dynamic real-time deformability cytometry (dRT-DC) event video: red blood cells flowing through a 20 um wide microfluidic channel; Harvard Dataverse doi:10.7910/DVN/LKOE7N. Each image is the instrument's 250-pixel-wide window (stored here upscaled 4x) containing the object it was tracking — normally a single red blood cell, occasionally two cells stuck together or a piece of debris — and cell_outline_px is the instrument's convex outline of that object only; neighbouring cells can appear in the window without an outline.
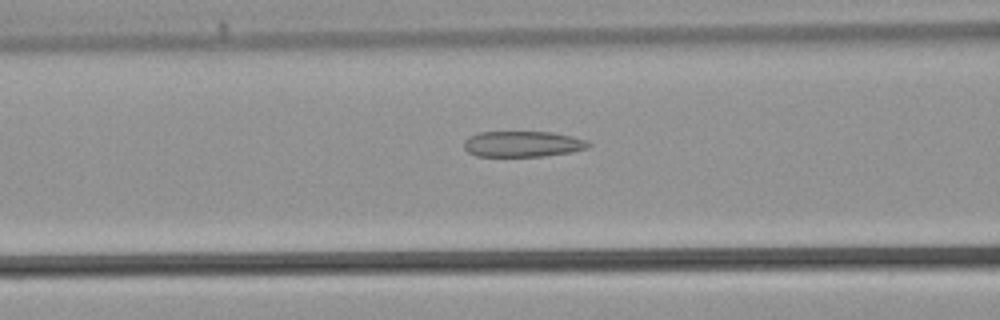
{"species": "common noctule bat (a hibernating species)", "species_latin": "Nyctalus noctula", "temperature_condition": "warm", "stored_images_in_passage": 39, "camera_frame_rate_fps": 3000, "um_per_image_px": 0.085, "animal": {"sex": "male", "body_mass_g": 21.5, "forearm_length_mm": 52.0}, "frame": {"image": 1, "passage_image": 15, "time_ms": 4.667, "image_size_px": [1000, 320], "cell_outline_px": [[592, 144], [588, 148], [572, 152], [544, 156], [476, 156], [468, 152], [464, 148], [464, 140], [468, 136], [480, 132], [552, 132], [572, 136], [588, 140]], "centroid_in_image_um": [44.45, 12.24], "position_along_channel_um": 122.2, "area_um2": 18.9}}
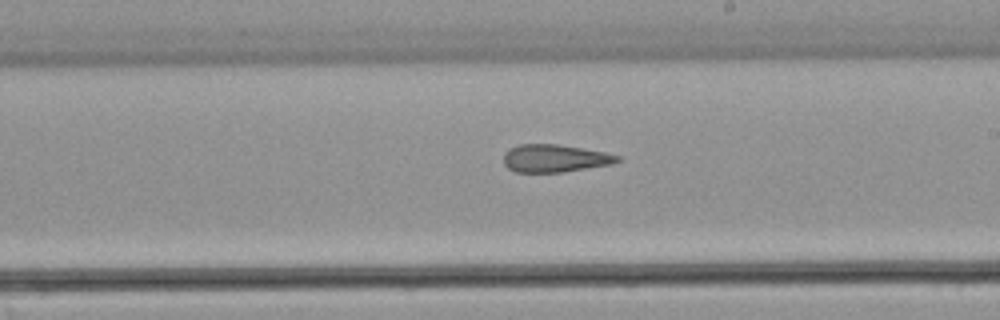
{"frame": {"image": 2, "passage_image": 22, "time_ms": 7.0, "image_size_px": [1000, 320], "cell_outline_px": [[620, 160], [612, 164], [560, 172], [516, 172], [508, 168], [504, 164], [504, 152], [508, 148], [520, 144], [556, 144], [604, 152], [620, 156]], "centroid_in_image_um": [47.11, 13.45], "position_along_channel_um": 241.9, "area_um2": 18.21}}
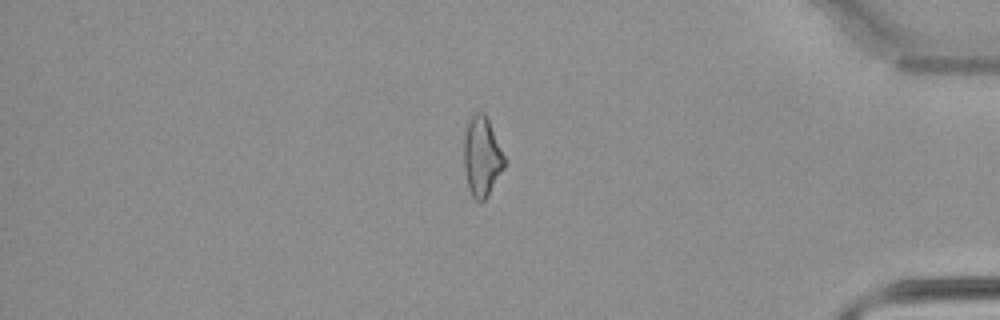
{"frame": {"image": 3, "passage_image": 33, "time_ms": 10.667, "image_size_px": [1000, 320], "cell_outline_px": [[508, 160], [504, 168], [488, 196], [484, 200], [476, 200], [472, 196], [468, 188], [464, 172], [464, 140], [468, 120], [472, 112], [484, 112]], "centroid_in_image_um": [40.97, 13.3], "position_along_channel_um": 394.2, "area_um2": 19.13}}